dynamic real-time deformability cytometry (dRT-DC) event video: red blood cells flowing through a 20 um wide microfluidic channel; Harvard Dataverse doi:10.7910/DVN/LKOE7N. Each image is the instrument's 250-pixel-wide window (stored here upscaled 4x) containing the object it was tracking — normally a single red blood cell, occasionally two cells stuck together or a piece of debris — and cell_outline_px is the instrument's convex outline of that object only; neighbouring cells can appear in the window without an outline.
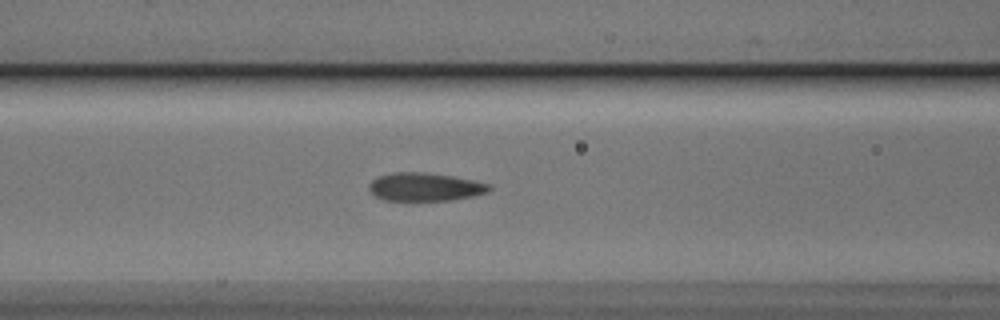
{"species": "Egyptian fruit bat (a non-hibernating species)", "species_latin": "Rousettus aegyptiacus", "temperature_condition": "cold", "stored_images_in_passage": 26, "camera_frame_rate_fps": 3000, "um_per_image_px": 0.085, "animal": {"sex": "male"}, "frame": {"image": 1, "passage_image": 5, "time_ms": 1.333, "image_size_px": [1000, 320], "cell_outline_px": [[492, 188], [488, 192], [472, 196], [452, 200], [384, 200], [376, 196], [368, 188], [368, 184], [372, 180], [380, 176], [396, 172], [424, 172], [452, 176], [472, 180], [488, 184]], "centroid_in_image_um": [36.12, 15.89], "position_along_channel_um": 130.5, "area_um2": 19.54}}
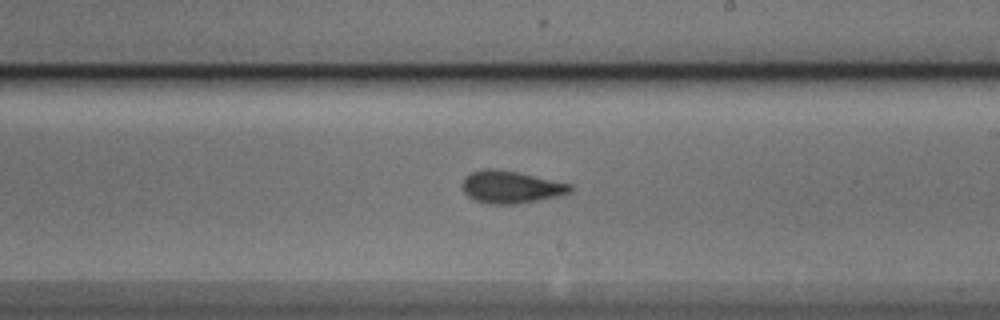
{"frame": {"image": 2, "passage_image": 14, "time_ms": 4.333, "image_size_px": [1000, 320], "cell_outline_px": [[576, 188], [572, 192], [560, 196], [540, 200], [512, 204], [488, 204], [476, 200], [468, 196], [464, 192], [464, 176], [472, 172], [484, 168], [496, 168], [516, 172], [572, 184]], "centroid_in_image_um": [43.48, 15.9], "position_along_channel_um": 245.5, "area_um2": 20.4}}
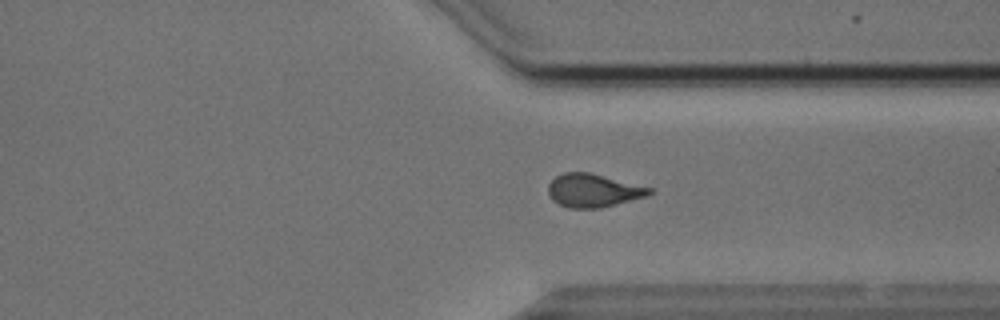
{"frame": {"image": 3, "passage_image": 23, "time_ms": 7.333, "image_size_px": [1000, 320], "cell_outline_px": [[652, 192], [648, 196], [600, 208], [568, 208], [552, 200], [548, 192], [548, 184], [556, 176], [564, 172], [588, 172], [652, 188]], "centroid_in_image_um": [50.41, 16.2], "position_along_channel_um": 361.0, "area_um2": 19.48}}